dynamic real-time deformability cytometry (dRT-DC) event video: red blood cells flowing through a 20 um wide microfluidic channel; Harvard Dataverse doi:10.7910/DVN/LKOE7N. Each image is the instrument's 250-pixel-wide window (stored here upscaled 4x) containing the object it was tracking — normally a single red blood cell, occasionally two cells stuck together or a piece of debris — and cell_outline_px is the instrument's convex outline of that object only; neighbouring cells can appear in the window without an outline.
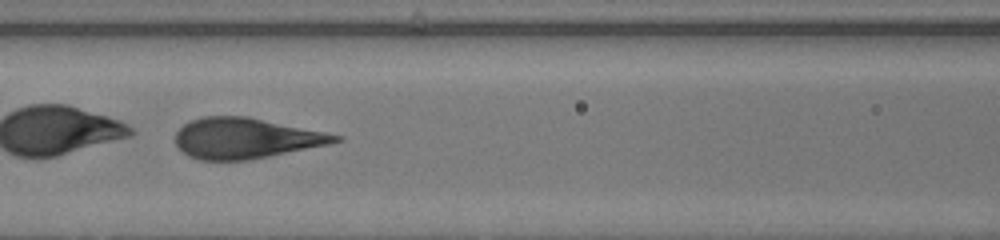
{"species": "human", "species_latin": "Homo sapiens", "temperature_condition": "warm", "stored_images_in_passage": 46, "camera_frame_rate_fps": 3000, "um_per_image_px": 0.085, "donor": {"sex": "male"}, "frame": {"image": 1, "passage_image": 20, "time_ms": 6.333, "image_size_px": [1000, 240], "cell_outline_px": [[344, 140], [332, 144], [248, 160], [200, 160], [188, 156], [176, 144], [176, 132], [184, 124], [192, 120], [204, 116], [248, 116], [344, 136]], "centroid_in_image_um": [20.92, 11.75], "position_along_channel_um": 145.7, "area_um2": 37.8}}